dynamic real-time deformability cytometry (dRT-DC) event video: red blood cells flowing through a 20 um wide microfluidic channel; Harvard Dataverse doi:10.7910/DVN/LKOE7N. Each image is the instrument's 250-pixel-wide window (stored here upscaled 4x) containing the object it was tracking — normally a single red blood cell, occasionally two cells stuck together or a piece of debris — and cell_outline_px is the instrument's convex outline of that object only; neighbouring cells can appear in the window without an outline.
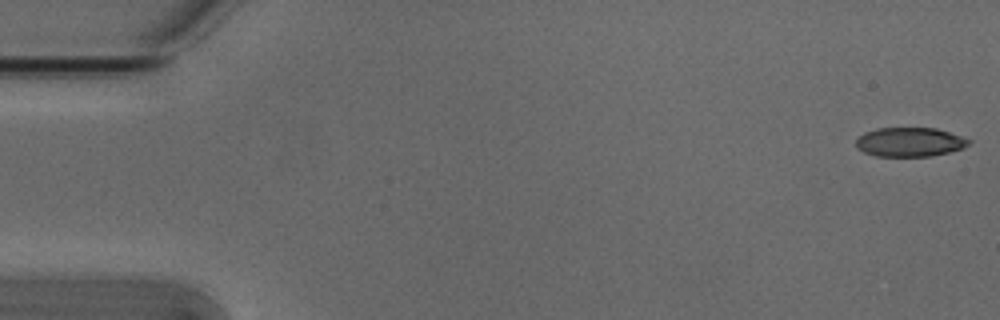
{"species": "Egyptian fruit bat (a non-hibernating species)", "species_latin": "Rousettus aegyptiacus", "temperature_condition": "cold", "stored_images_in_passage": 52, "camera_frame_rate_fps": 3000, "um_per_image_px": 0.085, "animal": {"sex": "male"}, "frame": {"image": 1, "passage_image": 1, "time_ms": 0.0, "image_size_px": [1000, 320], "cell_outline_px": [[972, 140], [964, 148], [932, 156], [876, 156], [864, 152], [856, 148], [856, 140], [864, 132], [876, 128], [936, 128]], "centroid_in_image_um": [77.31, 12.07], "position_along_channel_um": 7.7, "area_um2": 19.13}}
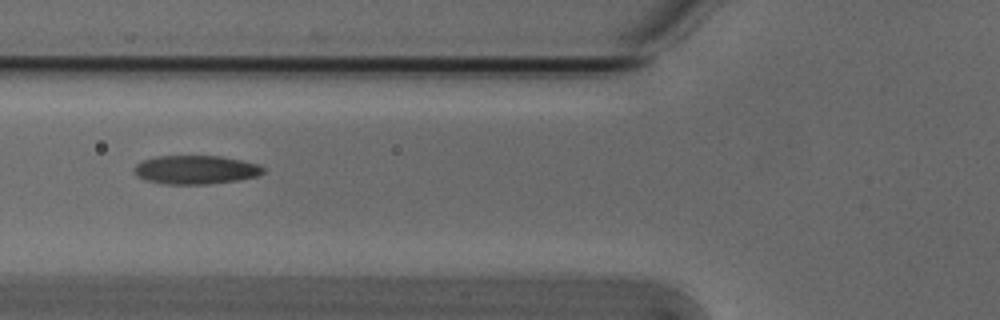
{"frame": {"image": 2, "passage_image": 20, "time_ms": 6.333, "image_size_px": [1000, 320], "cell_outline_px": [[264, 172], [256, 176], [240, 180], [208, 184], [164, 184], [144, 180], [136, 176], [132, 172], [136, 164], [144, 160], [156, 156], [220, 156], [240, 160], [256, 164], [264, 168]], "centroid_in_image_um": [16.58, 14.44], "position_along_channel_um": 109.2, "area_um2": 21.62}}
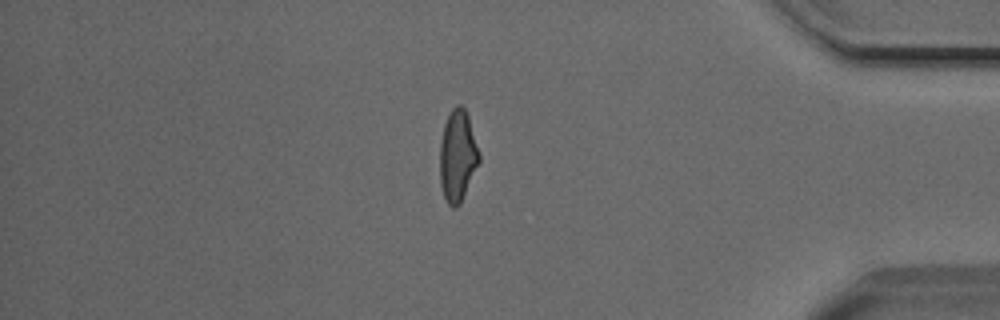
{"frame": {"image": 3, "passage_image": 45, "time_ms": 14.667, "image_size_px": [1000, 320], "cell_outline_px": [[480, 160], [460, 204], [456, 208], [452, 208], [448, 204], [444, 196], [440, 184], [440, 144], [444, 124], [452, 108], [456, 104], [460, 104], [464, 108], [468, 116], [480, 152]], "centroid_in_image_um": [38.89, 13.25], "position_along_channel_um": 396.3, "area_um2": 20.92}, "authors_computed_cell_mechanics": {"area_um2": 21.0392, "velocity_mm_per_s": 3.8511, "shape_relaxation_time_tau1_ms": 6.8231, "shape_relaxation_time_tau2_ms": 1.9268, "deformation_change_tau1": 0.2001, "deformation_change_tau2": 0.0888}}